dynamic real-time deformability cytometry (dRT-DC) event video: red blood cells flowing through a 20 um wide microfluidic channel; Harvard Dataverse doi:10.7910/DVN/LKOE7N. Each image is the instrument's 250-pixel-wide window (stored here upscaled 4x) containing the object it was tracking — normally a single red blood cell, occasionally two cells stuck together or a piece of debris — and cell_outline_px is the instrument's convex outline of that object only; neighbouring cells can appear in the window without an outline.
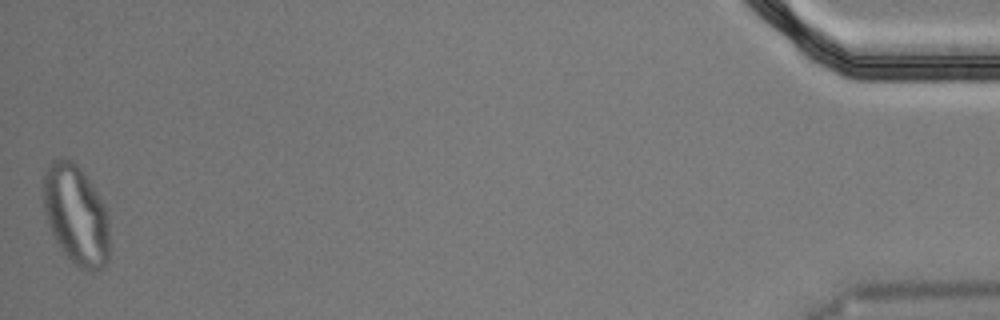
{"species": "Egyptian fruit bat (a non-hibernating species)", "species_latin": "Rousettus aegyptiacus", "temperature_condition": "cold", "stored_images_in_passage": 51, "segment_of_instrument_passage": [2, 2], "camera_frame_rate_fps": 3000, "um_per_image_px": 0.085, "animal": {"sex": "male"}, "frame": {"image": 1, "passage_image": 51, "time_ms": 16.667, "image_size_px": [1000, 320], "cell_outline_px": [[108, 260], [104, 268], [92, 272], [88, 272], [80, 268], [60, 248], [48, 224], [44, 208], [44, 168], [52, 160], [68, 156], [76, 164], [88, 180], [104, 204], [108, 212]], "centroid_in_image_um": [6.46, 18.26], "position_along_channel_um": 428.7, "area_um2": 38.38}}